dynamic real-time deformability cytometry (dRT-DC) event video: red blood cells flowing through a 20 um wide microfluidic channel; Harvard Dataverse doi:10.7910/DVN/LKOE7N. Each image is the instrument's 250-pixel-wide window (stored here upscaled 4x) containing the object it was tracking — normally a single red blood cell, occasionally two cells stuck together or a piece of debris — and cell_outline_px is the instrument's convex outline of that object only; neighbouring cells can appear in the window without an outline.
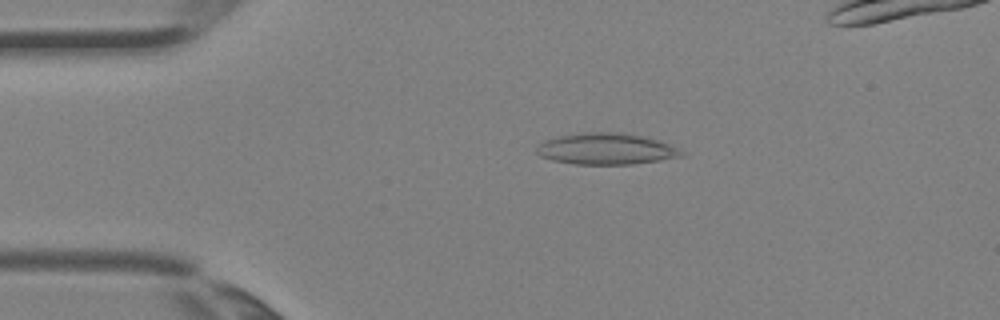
{"species": "Egyptian fruit bat (a non-hibernating species)", "species_latin": "Rousettus aegyptiacus", "temperature_condition": "room temperature", "stored_images_in_passage": 5, "camera_frame_rate_fps": 3000, "um_per_image_px": 0.085, "animal": {"sex": "female"}, "frame": {"image": 1, "passage_image": 3, "time_ms": 0.667, "image_size_px": [1000, 320], "cell_outline_px": [[688, 152], [684, 156], [660, 160], [632, 164], [576, 164], [552, 160], [540, 156], [536, 152], [536, 148], [544, 140], [556, 136], [580, 132], [620, 132], [644, 136], [668, 144]], "centroid_in_image_um": [51.53, 12.65], "position_along_channel_um": 33.5, "area_um2": 26.65}}